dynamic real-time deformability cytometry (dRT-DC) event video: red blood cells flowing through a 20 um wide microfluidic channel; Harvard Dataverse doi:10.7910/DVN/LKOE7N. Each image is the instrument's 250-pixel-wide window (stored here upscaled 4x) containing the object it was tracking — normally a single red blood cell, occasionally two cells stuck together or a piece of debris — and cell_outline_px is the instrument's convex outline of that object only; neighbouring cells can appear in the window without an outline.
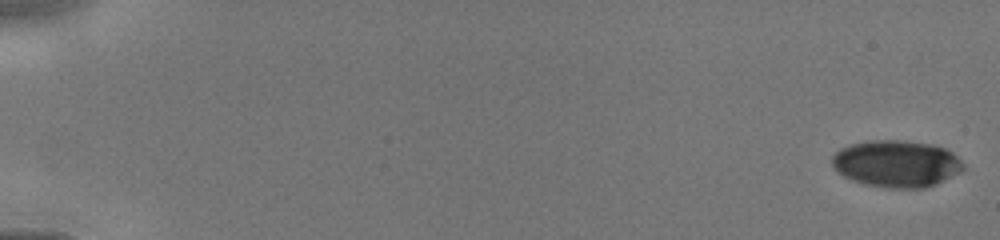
{"species": "human", "species_latin": "Homo sapiens", "temperature_condition": "cold", "stored_images_in_passage": 34, "camera_frame_rate_fps": 3000, "um_per_image_px": 0.085, "donor": {"sex": "male"}, "frame": {"image": 1, "passage_image": 1, "time_ms": 0.0, "image_size_px": [1000, 240], "cell_outline_px": [[964, 168], [960, 172], [936, 184], [924, 188], [888, 188], [864, 184], [852, 180], [836, 172], [832, 164], [832, 156], [840, 148], [848, 144], [868, 140], [904, 140], [932, 144], [944, 148], [952, 152], [964, 164]], "centroid_in_image_um": [76.17, 13.9], "position_along_channel_um": 8.8, "area_um2": 36.13}}
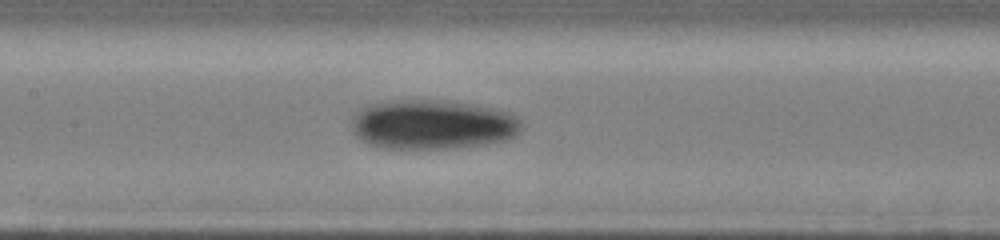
{"frame": {"image": 2, "passage_image": 17, "time_ms": 7.667, "image_size_px": [1000, 240], "cell_outline_px": [[520, 132], [516, 136], [504, 140], [484, 144], [456, 148], [380, 148], [368, 144], [360, 140], [356, 136], [352, 128], [352, 116], [356, 112], [368, 104], [388, 100], [444, 100], [472, 104], [492, 108], [508, 112], [516, 116], [520, 120]], "centroid_in_image_um": [36.72, 10.58], "position_along_channel_um": 170.7, "area_um2": 49.3}}
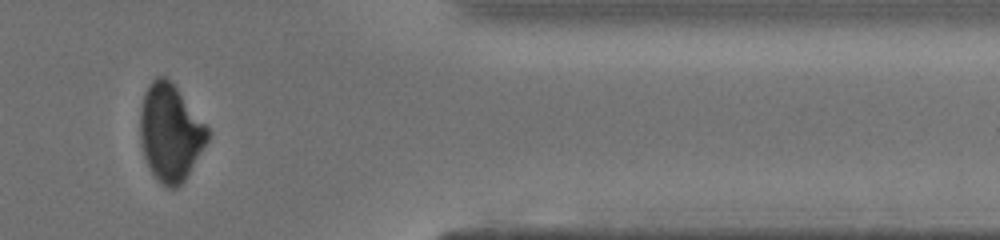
{"frame": {"image": 3, "passage_image": 29, "time_ms": 13.0, "image_size_px": [1000, 240], "cell_outline_px": [[208, 140], [184, 180], [176, 188], [168, 188], [160, 184], [156, 180], [148, 168], [140, 144], [140, 104], [144, 92], [148, 84], [156, 76], [164, 76], [176, 88], [208, 124]], "centroid_in_image_um": [14.45, 11.28], "position_along_channel_um": 397.0, "area_um2": 38.32}}